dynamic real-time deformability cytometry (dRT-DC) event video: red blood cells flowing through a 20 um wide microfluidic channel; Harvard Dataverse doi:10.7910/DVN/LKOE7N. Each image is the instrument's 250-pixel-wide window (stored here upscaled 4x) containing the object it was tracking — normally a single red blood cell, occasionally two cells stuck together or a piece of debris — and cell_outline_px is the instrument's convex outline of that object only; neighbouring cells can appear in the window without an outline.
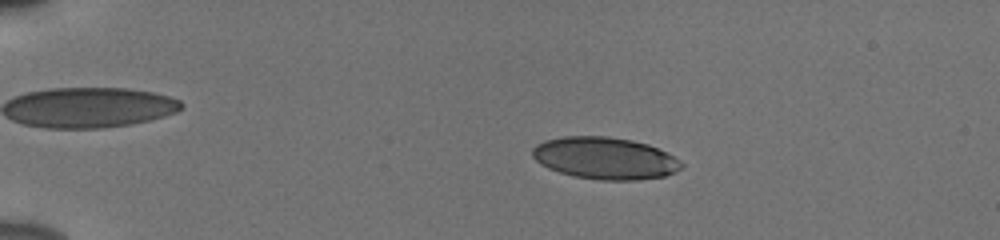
{"species": "human", "species_latin": "Homo sapiens", "temperature_condition": "cold", "stored_images_in_passage": 55, "camera_frame_rate_fps": 3000, "um_per_image_px": 0.085, "donor": {"sex": "male"}, "frame": {"image": 1, "passage_image": 12, "time_ms": 3.667, "image_size_px": [1000, 240], "cell_outline_px": [[684, 164], [676, 172], [664, 176], [636, 180], [600, 180], [572, 176], [548, 168], [540, 164], [532, 156], [532, 148], [536, 144], [544, 140], [564, 136], [608, 136], [632, 140], [648, 144], [668, 152], [680, 160]], "centroid_in_image_um": [51.42, 13.44], "position_along_channel_um": 33.6, "area_um2": 36.76}}
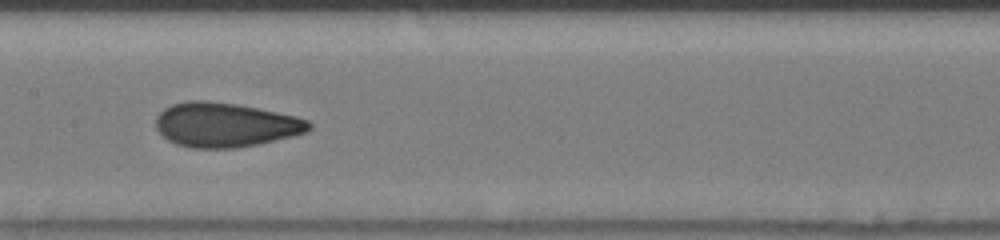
{"frame": {"image": 2, "passage_image": 30, "time_ms": 9.667, "image_size_px": [1000, 240], "cell_outline_px": [[312, 128], [308, 132], [292, 136], [256, 144], [236, 148], [192, 148], [176, 144], [168, 140], [156, 128], [156, 116], [164, 108], [172, 104], [184, 100], [208, 100], [236, 104], [296, 116], [308, 120], [312, 124]], "centroid_in_image_um": [19.14, 10.6], "position_along_channel_um": 188.3, "area_um2": 39.65}}
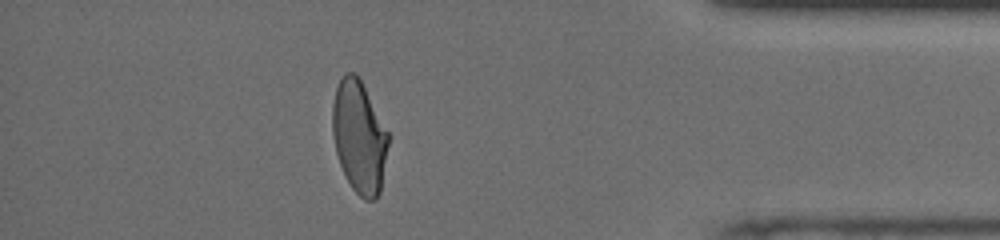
{"frame": {"image": 3, "passage_image": 49, "time_ms": 16.0, "image_size_px": [1000, 240], "cell_outline_px": [[388, 144], [380, 192], [376, 200], [364, 200], [352, 188], [340, 164], [336, 152], [332, 132], [332, 104], [336, 88], [344, 72], [352, 72], [360, 80], [388, 132]], "centroid_in_image_um": [30.51, 11.65], "position_along_channel_um": 404.7, "area_um2": 36.07}, "authors_computed_cell_mechanics": {"area_um2": 37.57, "velocity_mm_per_s": 3.8672, "shape_relaxation_time_tau1_ms": 9.3225, "shape_relaxation_time_tau2_ms": 1.1708, "deformation_change_tau1": 0.2253, "deformation_change_tau2": 0.0761}}